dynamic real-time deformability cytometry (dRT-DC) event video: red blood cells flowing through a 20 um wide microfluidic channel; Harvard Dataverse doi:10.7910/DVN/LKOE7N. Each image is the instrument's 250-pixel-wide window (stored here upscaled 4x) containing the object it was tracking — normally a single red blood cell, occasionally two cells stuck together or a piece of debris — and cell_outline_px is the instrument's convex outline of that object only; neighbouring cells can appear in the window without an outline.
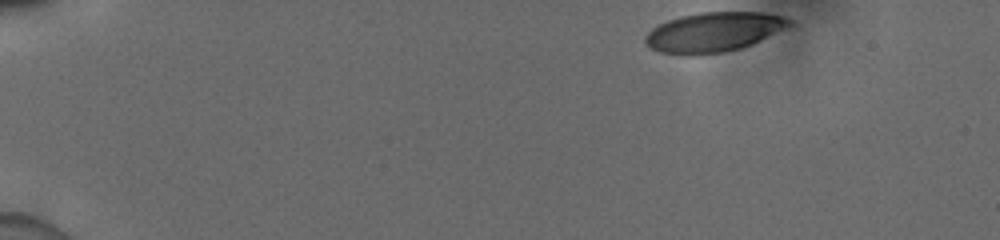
{"species": "human", "species_latin": "Homo sapiens", "temperature_condition": "cold", "stored_images_in_passage": 41, "camera_frame_rate_fps": 3000, "um_per_image_px": 0.085, "donor": {"sex": "male"}, "frame": {"image": 1, "passage_image": 1, "time_ms": 0.0, "image_size_px": [1000, 240], "cell_outline_px": [[796, 24], [788, 28], [752, 44], [740, 48], [724, 52], [696, 56], [688, 56], [660, 52], [648, 48], [644, 44], [644, 36], [652, 28], [668, 20], [680, 16], [700, 12], [760, 12], [784, 16], [792, 20]], "centroid_in_image_um": [60.66, 2.74], "position_along_channel_um": 24.3, "area_um2": 33.87}}
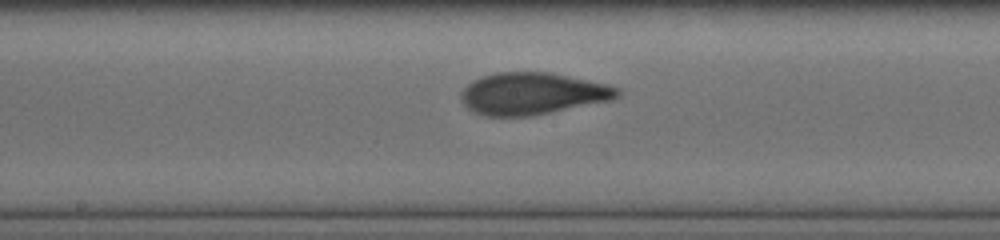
{"frame": {"image": 2, "passage_image": 24, "time_ms": 7.667, "image_size_px": [1000, 240], "cell_outline_px": [[624, 92], [620, 96], [612, 100], [532, 116], [488, 116], [476, 112], [468, 108], [464, 104], [460, 96], [460, 92], [468, 84], [484, 76], [496, 72], [548, 72], [608, 84], [620, 88]], "centroid_in_image_um": [45.32, 7.96], "position_along_channel_um": 202.9, "area_um2": 38.21}}
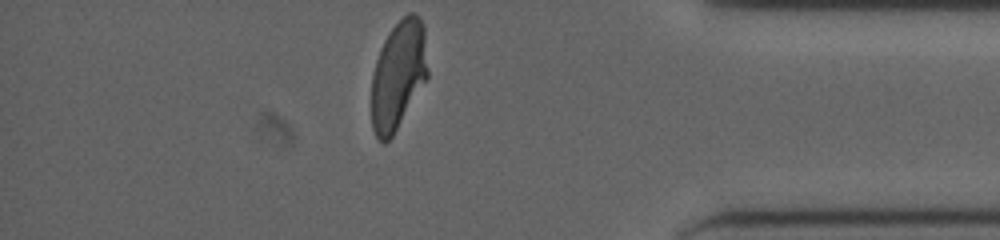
{"frame": {"image": 3, "passage_image": 41, "time_ms": 13.333, "image_size_px": [1000, 240], "cell_outline_px": [[428, 76], [392, 136], [384, 144], [376, 136], [372, 128], [372, 76], [376, 60], [380, 48], [388, 32], [408, 12], [412, 12], [424, 24], [428, 72]], "centroid_in_image_um": [33.85, 6.36], "position_along_channel_um": 401.4, "area_um2": 35.26}, "authors_computed_cell_mechanics": {"area_um2": 37.0498, "velocity_mm_per_s": 3.917, "shape_relaxation_time_tau1_ms": 5.616, "shape_relaxation_time_tau2_ms": 1.1354, "deformation_change_tau1": 0.2044, "deformation_change_tau2": 0.0679}}